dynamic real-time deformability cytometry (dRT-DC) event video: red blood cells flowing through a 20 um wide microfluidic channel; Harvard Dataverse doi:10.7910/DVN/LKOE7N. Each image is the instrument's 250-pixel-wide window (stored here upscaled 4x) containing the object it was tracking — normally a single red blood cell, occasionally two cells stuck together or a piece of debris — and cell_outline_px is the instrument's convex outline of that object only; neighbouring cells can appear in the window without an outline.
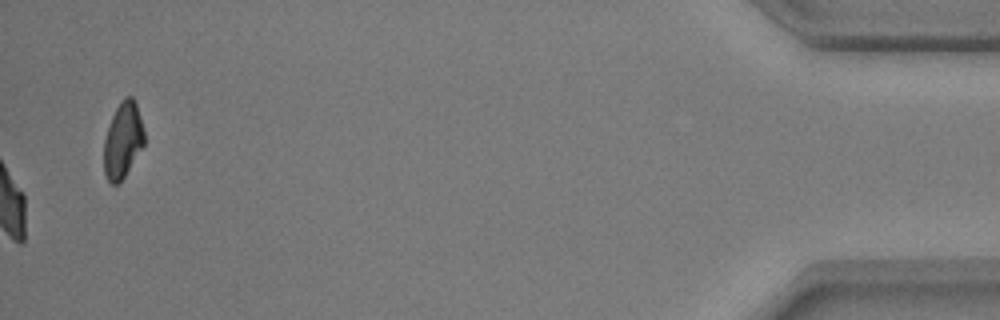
{"species": "common noctule bat (a hibernating species)", "species_latin": "Nyctalus noctula", "temperature_condition": "warm", "stored_images_in_passage": 37, "camera_frame_rate_fps": 3000, "um_per_image_px": 0.085, "animal": {"sex": "male", "body_mass_g": 17.9, "forearm_length_mm": 54.2}, "frame": {"image": 1, "passage_image": 37, "time_ms": 12.0, "image_size_px": [1000, 320], "cell_outline_px": [[144, 144], [124, 176], [116, 184], [112, 184], [108, 180], [104, 172], [104, 140], [112, 116], [120, 100], [124, 96], [132, 96], [136, 104], [144, 128]], "centroid_in_image_um": [10.44, 11.88], "position_along_channel_um": 424.8, "area_um2": 17.57}, "authors_computed_cell_mechanics": {"area_um2": 21.386, "velocity_mm_per_s": 3.8265, "shape_relaxation_time_tau1_ms": 4.8747, "shape_relaxation_time_tau2_ms": 2.7336, "deformation_change_tau1": 0.1515, "deformation_change_tau2": 0.083}}